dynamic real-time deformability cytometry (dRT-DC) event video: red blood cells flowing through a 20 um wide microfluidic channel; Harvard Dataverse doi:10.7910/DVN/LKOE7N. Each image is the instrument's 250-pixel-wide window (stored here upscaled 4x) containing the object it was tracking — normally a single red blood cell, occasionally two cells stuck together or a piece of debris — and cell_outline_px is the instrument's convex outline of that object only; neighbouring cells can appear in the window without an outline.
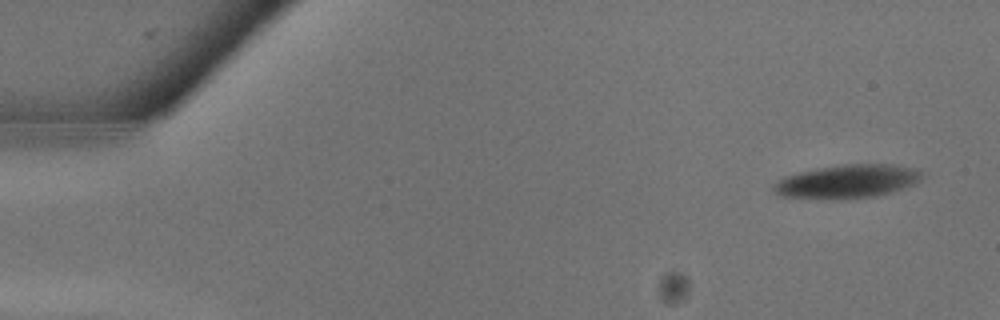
{"species": "common noctule bat (a hibernating species)", "species_latin": "Nyctalus noctula", "temperature_condition": "warm", "stored_images_in_passage": 8, "camera_frame_rate_fps": 3000, "um_per_image_px": 0.085, "animal": {"sex": "male", "body_mass_g": 13.3}, "frame": {"image": 1, "passage_image": 1, "time_ms": 0.0, "image_size_px": [1000, 320], "cell_outline_px": [[924, 176], [916, 184], [876, 196], [836, 200], [812, 200], [780, 196], [772, 188], [772, 184], [776, 180], [784, 176], [816, 168], [840, 164], [892, 164], [916, 168]], "centroid_in_image_um": [71.96, 15.44], "position_along_channel_um": 13.0, "area_um2": 29.65}}